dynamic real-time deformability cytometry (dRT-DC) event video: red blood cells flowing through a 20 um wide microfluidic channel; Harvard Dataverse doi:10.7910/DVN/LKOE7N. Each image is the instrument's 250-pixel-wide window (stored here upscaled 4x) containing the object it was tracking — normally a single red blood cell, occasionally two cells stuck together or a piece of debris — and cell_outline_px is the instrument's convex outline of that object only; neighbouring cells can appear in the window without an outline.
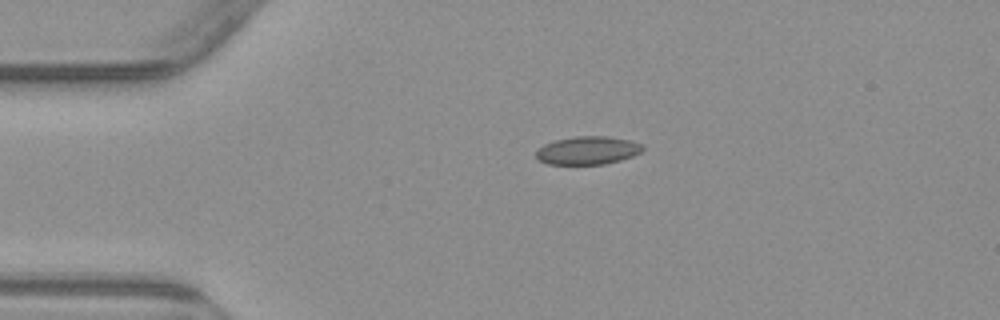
{"species": "common noctule bat (a hibernating species)", "species_latin": "Nyctalus noctula", "temperature_condition": "warm", "stored_images_in_passage": 2, "camera_frame_rate_fps": 3000, "um_per_image_px": 0.085, "animal": {"sex": "male", "body_mass_g": 23.1, "forearm_length_mm": 52.7}, "frame": {"image": 1, "passage_image": 1, "time_ms": 0.0, "image_size_px": [1000, 320], "cell_outline_px": [[644, 148], [640, 152], [632, 156], [620, 160], [604, 164], [548, 164], [540, 160], [536, 156], [536, 152], [544, 144], [556, 140], [572, 136], [608, 136], [628, 140], [640, 144]], "centroid_in_image_um": [49.94, 12.78], "position_along_channel_um": 35.1, "area_um2": 17.28}}
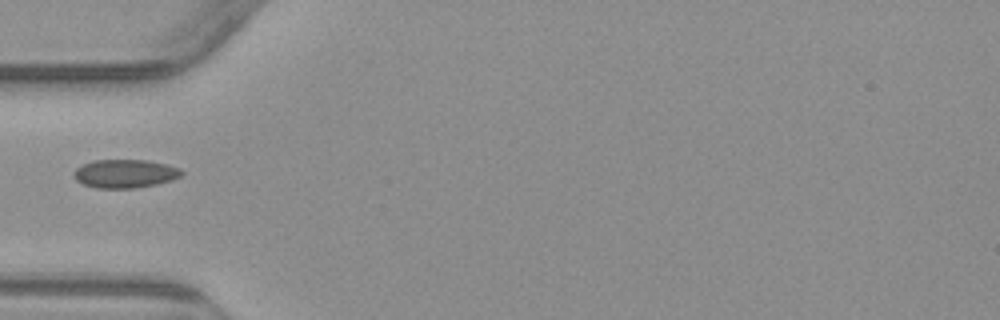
{"frame": {"image": 2, "passage_image": 2, "time_ms": 2.0, "image_size_px": [1000, 320], "cell_outline_px": [[184, 172], [180, 176], [172, 180], [156, 184], [136, 188], [96, 188], [84, 184], [76, 180], [76, 168], [84, 164], [96, 160], [144, 160], [164, 164], [180, 168]], "centroid_in_image_um": [10.66, 14.76], "position_along_channel_um": 74.3, "area_um2": 17.57}}